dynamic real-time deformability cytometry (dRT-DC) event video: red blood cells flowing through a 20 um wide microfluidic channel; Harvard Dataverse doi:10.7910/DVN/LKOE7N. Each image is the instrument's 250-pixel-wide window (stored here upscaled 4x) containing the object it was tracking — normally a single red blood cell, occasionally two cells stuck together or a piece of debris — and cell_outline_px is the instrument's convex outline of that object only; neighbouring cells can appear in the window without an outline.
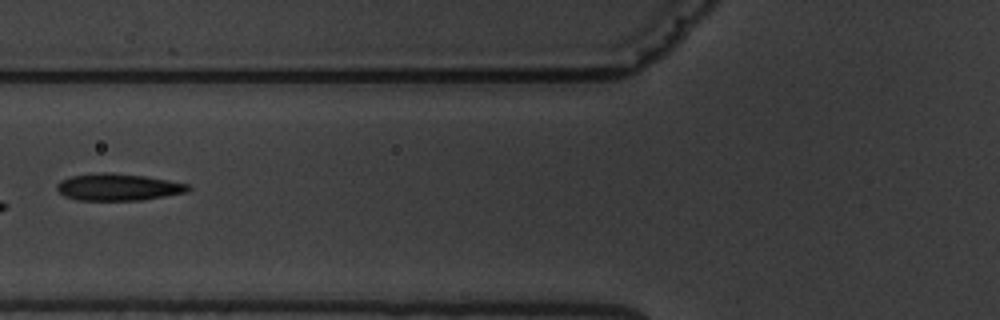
{"species": "common noctule bat (a hibernating species)", "species_latin": "Nyctalus noctula", "temperature_condition": "warm", "stored_images_in_passage": 5, "camera_frame_rate_fps": 3000, "um_per_image_px": 0.085, "animal": {"sex": "male", "body_mass_g": 19.5, "forearm_length_mm": 54.6}, "frame": {"image": 1, "passage_image": 5, "time_ms": 4.333, "image_size_px": [1000, 320], "cell_outline_px": [[192, 188], [188, 192], [140, 200], [76, 200], [64, 196], [56, 188], [56, 184], [60, 180], [72, 176], [100, 172], [112, 172], [144, 176], [168, 180], [188, 184]], "centroid_in_image_um": [10.03, 15.9], "position_along_channel_um": 115.8, "area_um2": 20.63}}